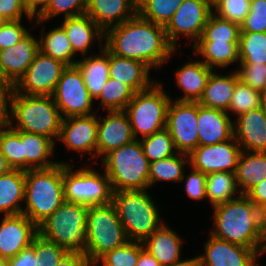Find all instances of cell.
I'll return each mask as SVG.
<instances>
[{"instance_id":"cell-1","label":"cell","mask_w":266,"mask_h":266,"mask_svg":"<svg viewBox=\"0 0 266 266\" xmlns=\"http://www.w3.org/2000/svg\"><path fill=\"white\" fill-rule=\"evenodd\" d=\"M104 46L119 57L135 59L161 68L176 49L169 43L163 26L144 19L138 13L105 32Z\"/></svg>"},{"instance_id":"cell-2","label":"cell","mask_w":266,"mask_h":266,"mask_svg":"<svg viewBox=\"0 0 266 266\" xmlns=\"http://www.w3.org/2000/svg\"><path fill=\"white\" fill-rule=\"evenodd\" d=\"M212 207L214 226L210 235L253 249L257 254L262 241V210L245 195Z\"/></svg>"},{"instance_id":"cell-3","label":"cell","mask_w":266,"mask_h":266,"mask_svg":"<svg viewBox=\"0 0 266 266\" xmlns=\"http://www.w3.org/2000/svg\"><path fill=\"white\" fill-rule=\"evenodd\" d=\"M63 163L46 168L25 171L26 207L23 215L37 227L43 223L64 202Z\"/></svg>"},{"instance_id":"cell-4","label":"cell","mask_w":266,"mask_h":266,"mask_svg":"<svg viewBox=\"0 0 266 266\" xmlns=\"http://www.w3.org/2000/svg\"><path fill=\"white\" fill-rule=\"evenodd\" d=\"M112 204L128 241L144 242L164 224L157 205L146 190L113 192Z\"/></svg>"},{"instance_id":"cell-5","label":"cell","mask_w":266,"mask_h":266,"mask_svg":"<svg viewBox=\"0 0 266 266\" xmlns=\"http://www.w3.org/2000/svg\"><path fill=\"white\" fill-rule=\"evenodd\" d=\"M88 207L85 204L65 201L38 226V234L68 252L83 254L87 259Z\"/></svg>"},{"instance_id":"cell-6","label":"cell","mask_w":266,"mask_h":266,"mask_svg":"<svg viewBox=\"0 0 266 266\" xmlns=\"http://www.w3.org/2000/svg\"><path fill=\"white\" fill-rule=\"evenodd\" d=\"M102 163L113 192L149 189L150 162L139 139L110 151Z\"/></svg>"},{"instance_id":"cell-7","label":"cell","mask_w":266,"mask_h":266,"mask_svg":"<svg viewBox=\"0 0 266 266\" xmlns=\"http://www.w3.org/2000/svg\"><path fill=\"white\" fill-rule=\"evenodd\" d=\"M10 127L17 131L58 139L63 117L52 96L23 95L15 92ZM17 125L13 123L15 121ZM15 125V126H14Z\"/></svg>"},{"instance_id":"cell-8","label":"cell","mask_w":266,"mask_h":266,"mask_svg":"<svg viewBox=\"0 0 266 266\" xmlns=\"http://www.w3.org/2000/svg\"><path fill=\"white\" fill-rule=\"evenodd\" d=\"M86 232L87 261L92 266L107 251L121 247L128 242L123 225L112 203L88 207Z\"/></svg>"},{"instance_id":"cell-9","label":"cell","mask_w":266,"mask_h":266,"mask_svg":"<svg viewBox=\"0 0 266 266\" xmlns=\"http://www.w3.org/2000/svg\"><path fill=\"white\" fill-rule=\"evenodd\" d=\"M165 92L160 83L154 82L148 89L136 92L123 110L129 118L136 140L139 133L145 138L166 128L171 97Z\"/></svg>"},{"instance_id":"cell-10","label":"cell","mask_w":266,"mask_h":266,"mask_svg":"<svg viewBox=\"0 0 266 266\" xmlns=\"http://www.w3.org/2000/svg\"><path fill=\"white\" fill-rule=\"evenodd\" d=\"M70 162L63 163V190L65 201L81 203L87 206L112 203L113 190L105 174L95 169H72Z\"/></svg>"},{"instance_id":"cell-11","label":"cell","mask_w":266,"mask_h":266,"mask_svg":"<svg viewBox=\"0 0 266 266\" xmlns=\"http://www.w3.org/2000/svg\"><path fill=\"white\" fill-rule=\"evenodd\" d=\"M52 97L63 118L93 114L94 100L89 95L77 65L64 69Z\"/></svg>"},{"instance_id":"cell-12","label":"cell","mask_w":266,"mask_h":266,"mask_svg":"<svg viewBox=\"0 0 266 266\" xmlns=\"http://www.w3.org/2000/svg\"><path fill=\"white\" fill-rule=\"evenodd\" d=\"M212 0H184L164 27L169 43L175 48L180 34L194 44L199 40L210 14Z\"/></svg>"},{"instance_id":"cell-13","label":"cell","mask_w":266,"mask_h":266,"mask_svg":"<svg viewBox=\"0 0 266 266\" xmlns=\"http://www.w3.org/2000/svg\"><path fill=\"white\" fill-rule=\"evenodd\" d=\"M166 129L177 151L189 155L199 146L198 102L171 99L167 109Z\"/></svg>"},{"instance_id":"cell-14","label":"cell","mask_w":266,"mask_h":266,"mask_svg":"<svg viewBox=\"0 0 266 266\" xmlns=\"http://www.w3.org/2000/svg\"><path fill=\"white\" fill-rule=\"evenodd\" d=\"M66 67L62 61L39 52L15 84L16 92L23 95L52 96Z\"/></svg>"},{"instance_id":"cell-15","label":"cell","mask_w":266,"mask_h":266,"mask_svg":"<svg viewBox=\"0 0 266 266\" xmlns=\"http://www.w3.org/2000/svg\"><path fill=\"white\" fill-rule=\"evenodd\" d=\"M242 149L233 136L231 139L207 146H198L189 154L191 168L204 174L213 172L235 173Z\"/></svg>"},{"instance_id":"cell-16","label":"cell","mask_w":266,"mask_h":266,"mask_svg":"<svg viewBox=\"0 0 266 266\" xmlns=\"http://www.w3.org/2000/svg\"><path fill=\"white\" fill-rule=\"evenodd\" d=\"M98 122L95 114L63 118L58 140L69 150L89 154V160L96 157ZM92 154V155H91Z\"/></svg>"},{"instance_id":"cell-17","label":"cell","mask_w":266,"mask_h":266,"mask_svg":"<svg viewBox=\"0 0 266 266\" xmlns=\"http://www.w3.org/2000/svg\"><path fill=\"white\" fill-rule=\"evenodd\" d=\"M107 117L97 119L96 157L102 159L110 151L135 141L129 118L124 111H107Z\"/></svg>"},{"instance_id":"cell-18","label":"cell","mask_w":266,"mask_h":266,"mask_svg":"<svg viewBox=\"0 0 266 266\" xmlns=\"http://www.w3.org/2000/svg\"><path fill=\"white\" fill-rule=\"evenodd\" d=\"M38 227L25 215H10L0 223V254L12 258L32 244Z\"/></svg>"},{"instance_id":"cell-19","label":"cell","mask_w":266,"mask_h":266,"mask_svg":"<svg viewBox=\"0 0 266 266\" xmlns=\"http://www.w3.org/2000/svg\"><path fill=\"white\" fill-rule=\"evenodd\" d=\"M204 251V255H200L203 266H259L256 263L258 254L253 249L212 235H209Z\"/></svg>"},{"instance_id":"cell-20","label":"cell","mask_w":266,"mask_h":266,"mask_svg":"<svg viewBox=\"0 0 266 266\" xmlns=\"http://www.w3.org/2000/svg\"><path fill=\"white\" fill-rule=\"evenodd\" d=\"M39 52V40L30 32L14 46L0 50L1 77L16 84Z\"/></svg>"},{"instance_id":"cell-21","label":"cell","mask_w":266,"mask_h":266,"mask_svg":"<svg viewBox=\"0 0 266 266\" xmlns=\"http://www.w3.org/2000/svg\"><path fill=\"white\" fill-rule=\"evenodd\" d=\"M230 115L223 110L198 104L199 146L215 145L234 136V125Z\"/></svg>"},{"instance_id":"cell-22","label":"cell","mask_w":266,"mask_h":266,"mask_svg":"<svg viewBox=\"0 0 266 266\" xmlns=\"http://www.w3.org/2000/svg\"><path fill=\"white\" fill-rule=\"evenodd\" d=\"M234 137L242 151L266 152V117L260 108L238 116Z\"/></svg>"},{"instance_id":"cell-23","label":"cell","mask_w":266,"mask_h":266,"mask_svg":"<svg viewBox=\"0 0 266 266\" xmlns=\"http://www.w3.org/2000/svg\"><path fill=\"white\" fill-rule=\"evenodd\" d=\"M137 0H88L86 14L106 32L137 14Z\"/></svg>"},{"instance_id":"cell-24","label":"cell","mask_w":266,"mask_h":266,"mask_svg":"<svg viewBox=\"0 0 266 266\" xmlns=\"http://www.w3.org/2000/svg\"><path fill=\"white\" fill-rule=\"evenodd\" d=\"M60 25L67 34L74 54L80 52L82 56H88V48L93 45L92 42L96 41V37L99 40L100 48L104 47L102 40L105 38V32L86 13L65 18Z\"/></svg>"},{"instance_id":"cell-25","label":"cell","mask_w":266,"mask_h":266,"mask_svg":"<svg viewBox=\"0 0 266 266\" xmlns=\"http://www.w3.org/2000/svg\"><path fill=\"white\" fill-rule=\"evenodd\" d=\"M149 71L143 62L119 57L109 51V77L127 84L135 92L146 90L154 83Z\"/></svg>"},{"instance_id":"cell-26","label":"cell","mask_w":266,"mask_h":266,"mask_svg":"<svg viewBox=\"0 0 266 266\" xmlns=\"http://www.w3.org/2000/svg\"><path fill=\"white\" fill-rule=\"evenodd\" d=\"M20 139L22 144V170L46 169L60 163L49 160L56 144L52 139L23 131H20Z\"/></svg>"},{"instance_id":"cell-27","label":"cell","mask_w":266,"mask_h":266,"mask_svg":"<svg viewBox=\"0 0 266 266\" xmlns=\"http://www.w3.org/2000/svg\"><path fill=\"white\" fill-rule=\"evenodd\" d=\"M182 238L163 224L144 242L146 248L162 266H173L181 259Z\"/></svg>"},{"instance_id":"cell-28","label":"cell","mask_w":266,"mask_h":266,"mask_svg":"<svg viewBox=\"0 0 266 266\" xmlns=\"http://www.w3.org/2000/svg\"><path fill=\"white\" fill-rule=\"evenodd\" d=\"M213 70L208 68L201 60L188 61L176 72V83L184 91L177 101L198 102L201 98L208 78Z\"/></svg>"},{"instance_id":"cell-29","label":"cell","mask_w":266,"mask_h":266,"mask_svg":"<svg viewBox=\"0 0 266 266\" xmlns=\"http://www.w3.org/2000/svg\"><path fill=\"white\" fill-rule=\"evenodd\" d=\"M239 76L235 70L230 75H218L214 71L208 78L198 104L208 108L227 111Z\"/></svg>"},{"instance_id":"cell-30","label":"cell","mask_w":266,"mask_h":266,"mask_svg":"<svg viewBox=\"0 0 266 266\" xmlns=\"http://www.w3.org/2000/svg\"><path fill=\"white\" fill-rule=\"evenodd\" d=\"M24 199L25 171L11 169L0 175V213L5 216L20 215L23 209L20 202Z\"/></svg>"},{"instance_id":"cell-31","label":"cell","mask_w":266,"mask_h":266,"mask_svg":"<svg viewBox=\"0 0 266 266\" xmlns=\"http://www.w3.org/2000/svg\"><path fill=\"white\" fill-rule=\"evenodd\" d=\"M100 54L96 56H83L82 60L76 62L84 78L85 86L89 95L97 98L109 78V50L104 46L100 48Z\"/></svg>"},{"instance_id":"cell-32","label":"cell","mask_w":266,"mask_h":266,"mask_svg":"<svg viewBox=\"0 0 266 266\" xmlns=\"http://www.w3.org/2000/svg\"><path fill=\"white\" fill-rule=\"evenodd\" d=\"M247 153V154H246ZM238 194L245 195L266 179V152L242 151L235 172Z\"/></svg>"},{"instance_id":"cell-33","label":"cell","mask_w":266,"mask_h":266,"mask_svg":"<svg viewBox=\"0 0 266 266\" xmlns=\"http://www.w3.org/2000/svg\"><path fill=\"white\" fill-rule=\"evenodd\" d=\"M238 46L239 42H196L192 47L195 56H202L204 60L201 61L213 70L239 62Z\"/></svg>"},{"instance_id":"cell-34","label":"cell","mask_w":266,"mask_h":266,"mask_svg":"<svg viewBox=\"0 0 266 266\" xmlns=\"http://www.w3.org/2000/svg\"><path fill=\"white\" fill-rule=\"evenodd\" d=\"M42 27V36L39 39L40 52L62 61L67 66L76 65L78 60H73L75 54L64 28L60 25L45 34V26L43 25Z\"/></svg>"},{"instance_id":"cell-35","label":"cell","mask_w":266,"mask_h":266,"mask_svg":"<svg viewBox=\"0 0 266 266\" xmlns=\"http://www.w3.org/2000/svg\"><path fill=\"white\" fill-rule=\"evenodd\" d=\"M237 192L235 173L213 172L207 174L206 196L212 207L238 198L235 197Z\"/></svg>"},{"instance_id":"cell-36","label":"cell","mask_w":266,"mask_h":266,"mask_svg":"<svg viewBox=\"0 0 266 266\" xmlns=\"http://www.w3.org/2000/svg\"><path fill=\"white\" fill-rule=\"evenodd\" d=\"M186 162L189 163V155L179 152L171 157L150 162L149 187L159 181L181 183L184 172H186L184 171Z\"/></svg>"},{"instance_id":"cell-37","label":"cell","mask_w":266,"mask_h":266,"mask_svg":"<svg viewBox=\"0 0 266 266\" xmlns=\"http://www.w3.org/2000/svg\"><path fill=\"white\" fill-rule=\"evenodd\" d=\"M239 64L266 65V32H240Z\"/></svg>"},{"instance_id":"cell-38","label":"cell","mask_w":266,"mask_h":266,"mask_svg":"<svg viewBox=\"0 0 266 266\" xmlns=\"http://www.w3.org/2000/svg\"><path fill=\"white\" fill-rule=\"evenodd\" d=\"M135 93L127 84L109 77L96 99H100L99 105L107 111H123Z\"/></svg>"},{"instance_id":"cell-39","label":"cell","mask_w":266,"mask_h":266,"mask_svg":"<svg viewBox=\"0 0 266 266\" xmlns=\"http://www.w3.org/2000/svg\"><path fill=\"white\" fill-rule=\"evenodd\" d=\"M240 26L211 13L197 42H239Z\"/></svg>"},{"instance_id":"cell-40","label":"cell","mask_w":266,"mask_h":266,"mask_svg":"<svg viewBox=\"0 0 266 266\" xmlns=\"http://www.w3.org/2000/svg\"><path fill=\"white\" fill-rule=\"evenodd\" d=\"M184 0H137V13L165 27Z\"/></svg>"},{"instance_id":"cell-41","label":"cell","mask_w":266,"mask_h":266,"mask_svg":"<svg viewBox=\"0 0 266 266\" xmlns=\"http://www.w3.org/2000/svg\"><path fill=\"white\" fill-rule=\"evenodd\" d=\"M139 141L149 162L165 159L178 153L166 128L155 132L151 136L141 138Z\"/></svg>"},{"instance_id":"cell-42","label":"cell","mask_w":266,"mask_h":266,"mask_svg":"<svg viewBox=\"0 0 266 266\" xmlns=\"http://www.w3.org/2000/svg\"><path fill=\"white\" fill-rule=\"evenodd\" d=\"M88 0H49L46 7L35 17L36 23L46 22L64 13V19L86 13Z\"/></svg>"},{"instance_id":"cell-43","label":"cell","mask_w":266,"mask_h":266,"mask_svg":"<svg viewBox=\"0 0 266 266\" xmlns=\"http://www.w3.org/2000/svg\"><path fill=\"white\" fill-rule=\"evenodd\" d=\"M140 254V242L128 241L123 246L107 251L93 266H136Z\"/></svg>"},{"instance_id":"cell-44","label":"cell","mask_w":266,"mask_h":266,"mask_svg":"<svg viewBox=\"0 0 266 266\" xmlns=\"http://www.w3.org/2000/svg\"><path fill=\"white\" fill-rule=\"evenodd\" d=\"M260 91L252 89L250 86L238 80L234 88L232 99L229 105V111L237 116L260 107Z\"/></svg>"},{"instance_id":"cell-45","label":"cell","mask_w":266,"mask_h":266,"mask_svg":"<svg viewBox=\"0 0 266 266\" xmlns=\"http://www.w3.org/2000/svg\"><path fill=\"white\" fill-rule=\"evenodd\" d=\"M250 1L212 0L213 13L240 26L250 12Z\"/></svg>"},{"instance_id":"cell-46","label":"cell","mask_w":266,"mask_h":266,"mask_svg":"<svg viewBox=\"0 0 266 266\" xmlns=\"http://www.w3.org/2000/svg\"><path fill=\"white\" fill-rule=\"evenodd\" d=\"M0 151L12 169L22 170V144L20 131L9 127L2 136Z\"/></svg>"},{"instance_id":"cell-47","label":"cell","mask_w":266,"mask_h":266,"mask_svg":"<svg viewBox=\"0 0 266 266\" xmlns=\"http://www.w3.org/2000/svg\"><path fill=\"white\" fill-rule=\"evenodd\" d=\"M68 251L40 234L35 236L36 266H57Z\"/></svg>"},{"instance_id":"cell-48","label":"cell","mask_w":266,"mask_h":266,"mask_svg":"<svg viewBox=\"0 0 266 266\" xmlns=\"http://www.w3.org/2000/svg\"><path fill=\"white\" fill-rule=\"evenodd\" d=\"M240 32H266V0L250 1V12L240 25Z\"/></svg>"},{"instance_id":"cell-49","label":"cell","mask_w":266,"mask_h":266,"mask_svg":"<svg viewBox=\"0 0 266 266\" xmlns=\"http://www.w3.org/2000/svg\"><path fill=\"white\" fill-rule=\"evenodd\" d=\"M240 67L236 70L239 80L255 90L261 91L266 88L265 64H240Z\"/></svg>"},{"instance_id":"cell-50","label":"cell","mask_w":266,"mask_h":266,"mask_svg":"<svg viewBox=\"0 0 266 266\" xmlns=\"http://www.w3.org/2000/svg\"><path fill=\"white\" fill-rule=\"evenodd\" d=\"M28 33L21 20H7L0 26V50L14 46Z\"/></svg>"},{"instance_id":"cell-51","label":"cell","mask_w":266,"mask_h":266,"mask_svg":"<svg viewBox=\"0 0 266 266\" xmlns=\"http://www.w3.org/2000/svg\"><path fill=\"white\" fill-rule=\"evenodd\" d=\"M192 171L188 176L183 175L182 180L186 179L185 190L188 197L194 200H202L206 198V179L207 175L201 171L191 168Z\"/></svg>"},{"instance_id":"cell-52","label":"cell","mask_w":266,"mask_h":266,"mask_svg":"<svg viewBox=\"0 0 266 266\" xmlns=\"http://www.w3.org/2000/svg\"><path fill=\"white\" fill-rule=\"evenodd\" d=\"M15 92V83L0 77V121L10 122Z\"/></svg>"},{"instance_id":"cell-53","label":"cell","mask_w":266,"mask_h":266,"mask_svg":"<svg viewBox=\"0 0 266 266\" xmlns=\"http://www.w3.org/2000/svg\"><path fill=\"white\" fill-rule=\"evenodd\" d=\"M23 13L30 21L35 18L27 10L24 0H0V14L6 20H22Z\"/></svg>"},{"instance_id":"cell-54","label":"cell","mask_w":266,"mask_h":266,"mask_svg":"<svg viewBox=\"0 0 266 266\" xmlns=\"http://www.w3.org/2000/svg\"><path fill=\"white\" fill-rule=\"evenodd\" d=\"M7 266H36L35 237L30 246L16 256L7 259Z\"/></svg>"},{"instance_id":"cell-55","label":"cell","mask_w":266,"mask_h":266,"mask_svg":"<svg viewBox=\"0 0 266 266\" xmlns=\"http://www.w3.org/2000/svg\"><path fill=\"white\" fill-rule=\"evenodd\" d=\"M245 196L259 209L266 207V179L250 189Z\"/></svg>"},{"instance_id":"cell-56","label":"cell","mask_w":266,"mask_h":266,"mask_svg":"<svg viewBox=\"0 0 266 266\" xmlns=\"http://www.w3.org/2000/svg\"><path fill=\"white\" fill-rule=\"evenodd\" d=\"M57 266H92L86 257L77 252H67L58 262Z\"/></svg>"},{"instance_id":"cell-57","label":"cell","mask_w":266,"mask_h":266,"mask_svg":"<svg viewBox=\"0 0 266 266\" xmlns=\"http://www.w3.org/2000/svg\"><path fill=\"white\" fill-rule=\"evenodd\" d=\"M136 266H162L140 242V254Z\"/></svg>"},{"instance_id":"cell-58","label":"cell","mask_w":266,"mask_h":266,"mask_svg":"<svg viewBox=\"0 0 266 266\" xmlns=\"http://www.w3.org/2000/svg\"><path fill=\"white\" fill-rule=\"evenodd\" d=\"M49 0H24L30 14L36 17L48 4Z\"/></svg>"},{"instance_id":"cell-59","label":"cell","mask_w":266,"mask_h":266,"mask_svg":"<svg viewBox=\"0 0 266 266\" xmlns=\"http://www.w3.org/2000/svg\"><path fill=\"white\" fill-rule=\"evenodd\" d=\"M173 266H203L202 259L200 256H196L190 259L180 260Z\"/></svg>"},{"instance_id":"cell-60","label":"cell","mask_w":266,"mask_h":266,"mask_svg":"<svg viewBox=\"0 0 266 266\" xmlns=\"http://www.w3.org/2000/svg\"><path fill=\"white\" fill-rule=\"evenodd\" d=\"M264 252H266V217H263L262 241L258 252V256Z\"/></svg>"},{"instance_id":"cell-61","label":"cell","mask_w":266,"mask_h":266,"mask_svg":"<svg viewBox=\"0 0 266 266\" xmlns=\"http://www.w3.org/2000/svg\"><path fill=\"white\" fill-rule=\"evenodd\" d=\"M12 168L9 166L6 157L0 151V175L6 174Z\"/></svg>"},{"instance_id":"cell-62","label":"cell","mask_w":266,"mask_h":266,"mask_svg":"<svg viewBox=\"0 0 266 266\" xmlns=\"http://www.w3.org/2000/svg\"><path fill=\"white\" fill-rule=\"evenodd\" d=\"M260 109L266 117V88L260 91Z\"/></svg>"},{"instance_id":"cell-63","label":"cell","mask_w":266,"mask_h":266,"mask_svg":"<svg viewBox=\"0 0 266 266\" xmlns=\"http://www.w3.org/2000/svg\"><path fill=\"white\" fill-rule=\"evenodd\" d=\"M9 127H10V122L0 121V143H1L3 134Z\"/></svg>"},{"instance_id":"cell-64","label":"cell","mask_w":266,"mask_h":266,"mask_svg":"<svg viewBox=\"0 0 266 266\" xmlns=\"http://www.w3.org/2000/svg\"><path fill=\"white\" fill-rule=\"evenodd\" d=\"M0 266H7V259L0 254Z\"/></svg>"},{"instance_id":"cell-65","label":"cell","mask_w":266,"mask_h":266,"mask_svg":"<svg viewBox=\"0 0 266 266\" xmlns=\"http://www.w3.org/2000/svg\"><path fill=\"white\" fill-rule=\"evenodd\" d=\"M7 20L0 14V26L4 24Z\"/></svg>"},{"instance_id":"cell-66","label":"cell","mask_w":266,"mask_h":266,"mask_svg":"<svg viewBox=\"0 0 266 266\" xmlns=\"http://www.w3.org/2000/svg\"><path fill=\"white\" fill-rule=\"evenodd\" d=\"M262 216L266 217V207L262 210Z\"/></svg>"}]
</instances>
